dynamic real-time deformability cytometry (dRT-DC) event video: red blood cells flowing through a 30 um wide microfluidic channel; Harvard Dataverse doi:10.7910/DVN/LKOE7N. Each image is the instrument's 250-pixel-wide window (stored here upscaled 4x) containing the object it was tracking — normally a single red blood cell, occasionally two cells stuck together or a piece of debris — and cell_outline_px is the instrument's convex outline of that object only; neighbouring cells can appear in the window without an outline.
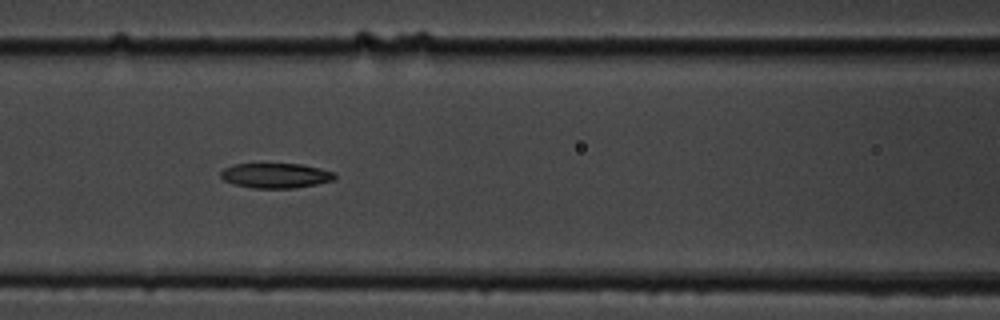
{"species": "common noctule bat (a hibernating species)", "species_latin": "Nyctalus noctula", "temperature_condition": "cold", "stored_images_in_passage": 41, "camera_frame_rate_fps": 3000, "um_per_image_px": 0.085, "animal": {"sex": "male", "body_mass_g": 19.5, "forearm_length_mm": 54.6}, "frame": {"image": 1, "passage_image": 10, "time_ms": 3.0, "image_size_px": [1000, 320], "cell_outline_px": [[336, 180], [316, 184], [292, 188], [252, 188], [232, 184], [224, 180], [220, 176], [220, 172], [224, 168], [232, 164], [300, 164], [320, 168], [336, 172]], "centroid_in_image_um": [23.44, 14.92], "position_along_channel_um": 143.2, "area_um2": 16.7}}
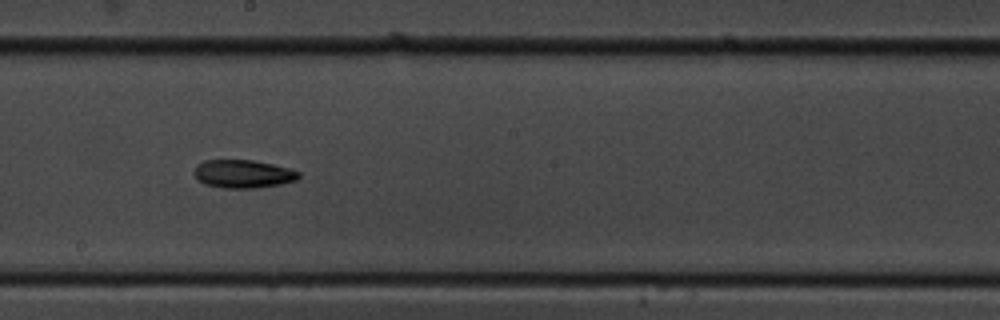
{"frame": {"image": 2, "passage_image": 17, "time_ms": 5.333, "image_size_px": [1000, 320], "cell_outline_px": [[300, 176], [296, 180], [280, 184], [256, 188], [224, 188], [204, 184], [192, 172], [196, 164], [204, 160], [252, 160], [272, 164], [288, 168], [300, 172]], "centroid_in_image_um": [20.64, 14.78], "position_along_channel_um": 227.6, "area_um2": 17.17}}
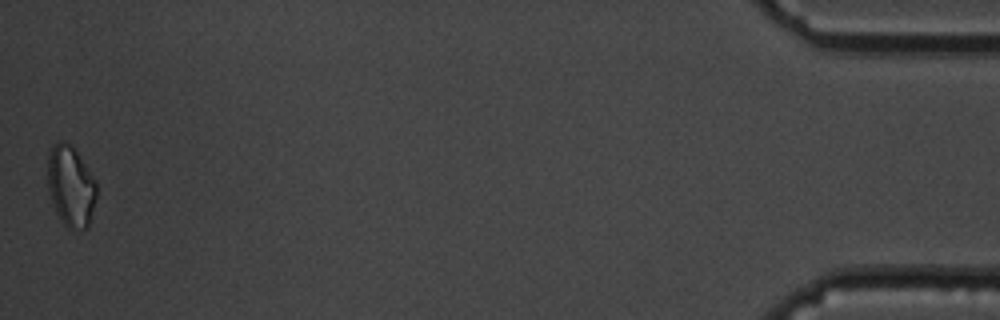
{"frame": {"image": 3, "passage_image": 41, "time_ms": 13.333, "image_size_px": [1000, 320], "cell_outline_px": [[96, 196], [88, 228], [68, 228], [64, 224], [56, 212], [48, 188], [48, 152], [52, 144], [60, 140], [64, 140], [72, 144], [96, 180]], "centroid_in_image_um": [6.01, 15.76], "position_along_channel_um": 429.2, "area_um2": 23.06}, "authors_computed_cell_mechanics": {"area_um2": 17.4556, "velocity_mm_per_s": 3.6257, "shape_relaxation_time_tau1_ms": 4.3191, "shape_relaxation_time_tau2_ms": null, "deformation_change_tau1": 0.1094, "deformation_change_tau2": null}}